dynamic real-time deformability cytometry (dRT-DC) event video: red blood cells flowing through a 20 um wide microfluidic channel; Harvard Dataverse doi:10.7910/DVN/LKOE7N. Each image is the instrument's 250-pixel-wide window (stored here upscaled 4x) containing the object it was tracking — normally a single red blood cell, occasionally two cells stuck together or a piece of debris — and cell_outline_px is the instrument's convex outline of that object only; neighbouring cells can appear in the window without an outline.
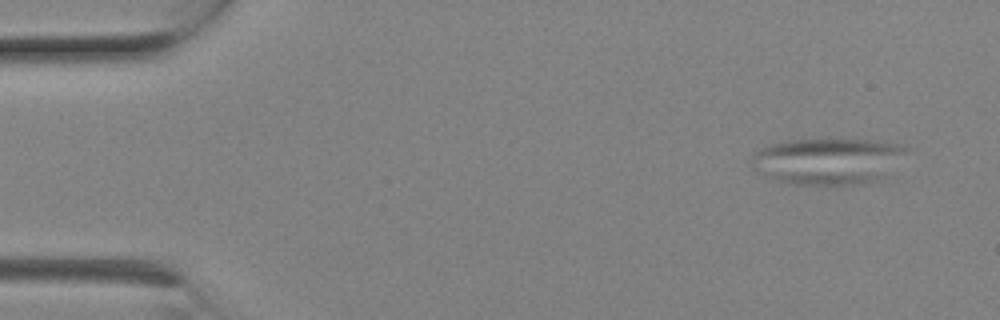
{"species": "Egyptian fruit bat (a non-hibernating species)", "species_latin": "Rousettus aegyptiacus", "temperature_condition": "room temperature", "stored_images_in_passage": 9, "camera_frame_rate_fps": 3000, "um_per_image_px": 0.085, "animal": {"sex": "female"}, "frame": {"image": 1, "passage_image": 2, "time_ms": 0.333, "image_size_px": [1000, 320], "cell_outline_px": [[908, 148], [896, 180], [864, 184], [828, 188], [788, 184], [772, 180], [752, 168], [752, 164], [756, 152], [760, 148], [768, 144], [784, 140], [884, 140], [900, 144]], "centroid_in_image_um": [70.57, 13.78], "position_along_channel_um": 14.4, "area_um2": 44.85}}
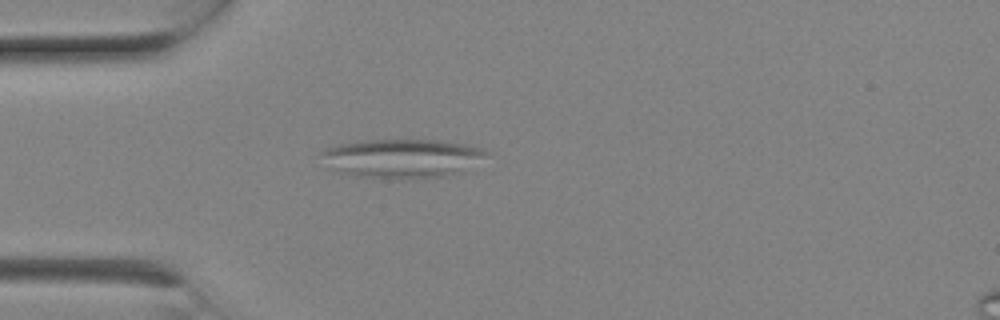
{"frame": {"image": 2, "passage_image": 6, "time_ms": 1.667, "image_size_px": [1000, 320], "cell_outline_px": [[488, 152], [448, 176], [412, 180], [392, 180], [352, 176], [332, 168], [320, 152], [324, 148], [356, 140], [440, 140], [468, 144], [484, 148]], "centroid_in_image_um": [34.09, 13.46], "position_along_channel_um": 50.9, "area_um2": 37.34}}